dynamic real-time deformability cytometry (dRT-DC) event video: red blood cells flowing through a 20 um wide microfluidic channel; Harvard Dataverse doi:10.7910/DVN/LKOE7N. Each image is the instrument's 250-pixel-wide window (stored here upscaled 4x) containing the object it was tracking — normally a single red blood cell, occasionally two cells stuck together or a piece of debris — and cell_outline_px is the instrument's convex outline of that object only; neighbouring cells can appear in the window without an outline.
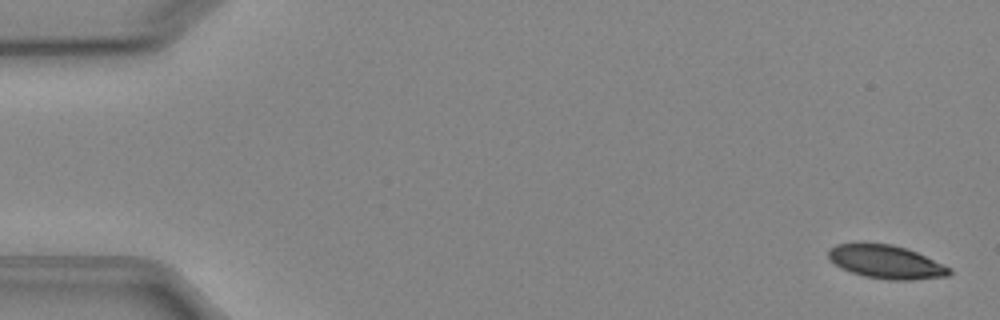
{"species": "Egyptian fruit bat (a non-hibernating species)", "species_latin": "Rousettus aegyptiacus", "temperature_condition": "cold", "stored_images_in_passage": 5, "camera_frame_rate_fps": 3000, "um_per_image_px": 0.085, "animal": {"sex": "female"}, "frame": {"image": 1, "passage_image": 1, "time_ms": 0.0, "image_size_px": [1000, 320], "cell_outline_px": [[952, 272], [948, 276], [912, 280], [888, 280], [864, 276], [840, 268], [828, 260], [828, 252], [836, 244], [892, 244], [916, 252], [952, 268]], "centroid_in_image_um": [75.33, 22.28], "position_along_channel_um": 9.7, "area_um2": 23.35}}